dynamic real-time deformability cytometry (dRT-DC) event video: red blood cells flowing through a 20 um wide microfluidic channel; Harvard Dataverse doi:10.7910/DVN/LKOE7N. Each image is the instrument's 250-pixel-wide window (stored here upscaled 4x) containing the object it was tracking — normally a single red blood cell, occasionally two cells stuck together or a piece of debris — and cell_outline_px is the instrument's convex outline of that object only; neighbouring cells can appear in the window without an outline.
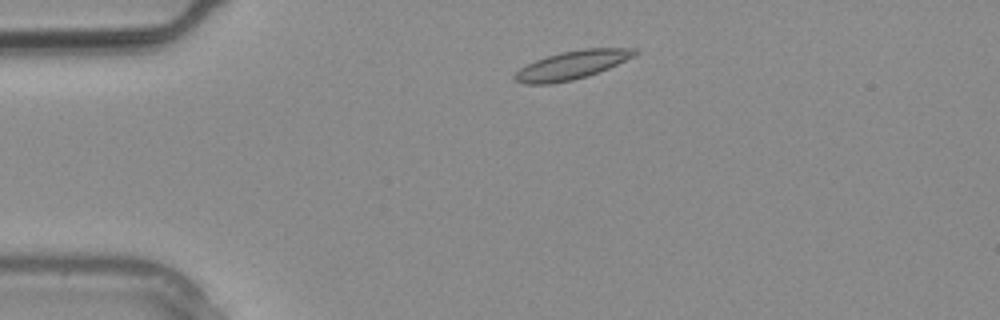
{"species": "common noctule bat (a hibernating species)", "species_latin": "Nyctalus noctula", "temperature_condition": "warm", "stored_images_in_passage": 1, "camera_frame_rate_fps": 3000, "um_per_image_px": 0.085, "animal": {"sex": "male", "body_mass_g": 20.4}, "frame": {"image": 1, "passage_image": 1, "time_ms": 0.0, "image_size_px": [1000, 320], "cell_outline_px": [[640, 52], [608, 68], [588, 76], [572, 80], [552, 84], [524, 84], [516, 80], [512, 76], [520, 68], [536, 60], [560, 52], [584, 48], [636, 48]], "centroid_in_image_um": [48.59, 5.53], "position_along_channel_um": 36.4, "area_um2": 19.71}}